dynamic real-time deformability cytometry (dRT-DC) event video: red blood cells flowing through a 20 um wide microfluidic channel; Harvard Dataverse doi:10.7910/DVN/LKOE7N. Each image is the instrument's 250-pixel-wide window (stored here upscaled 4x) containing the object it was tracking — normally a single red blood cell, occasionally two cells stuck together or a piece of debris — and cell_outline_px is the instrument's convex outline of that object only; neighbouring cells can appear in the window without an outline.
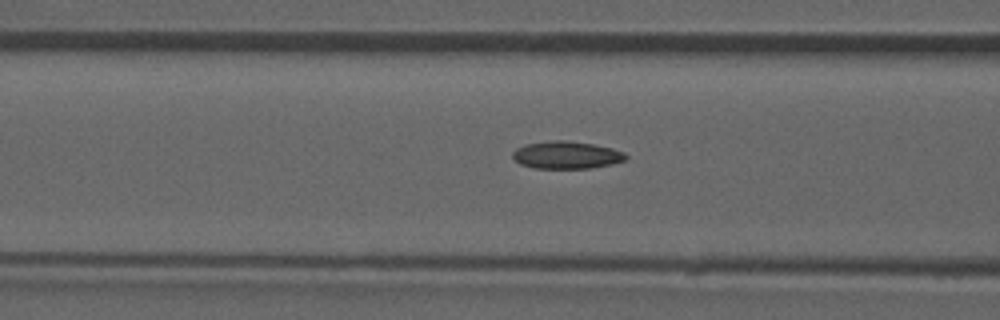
{"species": "common noctule bat (a hibernating species)", "species_latin": "Nyctalus noctula", "temperature_condition": "room temperature", "stored_images_in_passage": 47, "camera_frame_rate_fps": 3000, "um_per_image_px": 0.085, "animal": {"sex": "male", "forearm_length_mm": 52.5}, "frame": {"image": 1, "passage_image": 21, "time_ms": 6.667, "image_size_px": [1000, 320], "cell_outline_px": [[628, 156], [624, 160], [612, 164], [592, 168], [536, 168], [520, 164], [512, 156], [512, 152], [516, 148], [524, 144], [556, 140], [564, 140], [592, 144], [612, 148], [624, 152]], "centroid_in_image_um": [48.15, 13.18], "position_along_channel_um": 118.5, "area_um2": 18.03}}